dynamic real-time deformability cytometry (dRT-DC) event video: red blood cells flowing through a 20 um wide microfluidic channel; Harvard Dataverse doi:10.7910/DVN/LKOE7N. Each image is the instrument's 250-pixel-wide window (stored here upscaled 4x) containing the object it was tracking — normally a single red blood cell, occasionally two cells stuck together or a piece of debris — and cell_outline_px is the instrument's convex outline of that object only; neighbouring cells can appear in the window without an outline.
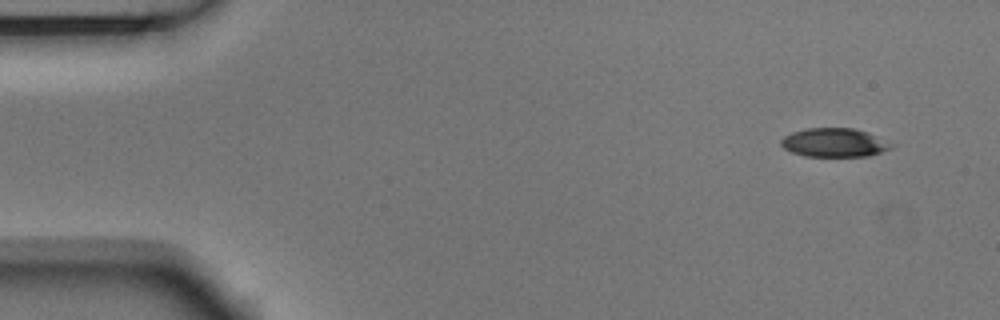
{"species": "Egyptian fruit bat (a non-hibernating species)", "species_latin": "Rousettus aegyptiacus", "temperature_condition": "room temperature", "stored_images_in_passage": 5, "camera_frame_rate_fps": 3000, "um_per_image_px": 0.085, "animal": {"sex": "male"}, "frame": {"image": 1, "passage_image": 1, "time_ms": 0.0, "image_size_px": [1000, 320], "cell_outline_px": [[896, 144], [892, 148], [868, 156], [804, 156], [792, 152], [784, 148], [780, 144], [780, 140], [784, 136], [792, 132], [804, 128], [852, 128], [868, 132]], "centroid_in_image_um": [70.93, 12.11], "position_along_channel_um": 14.1, "area_um2": 18.61}}
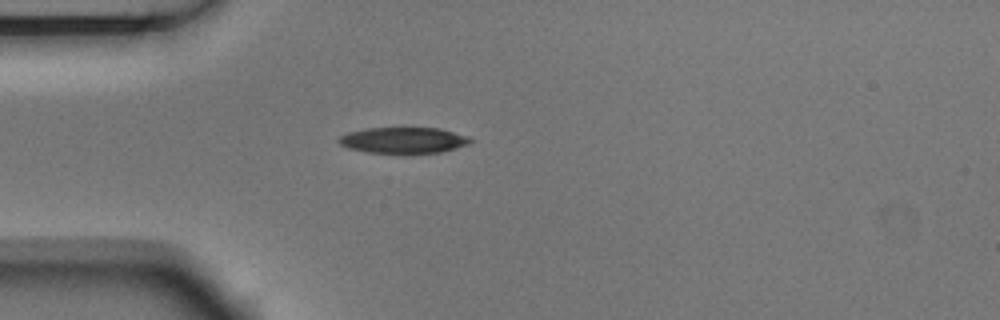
{"frame": {"image": 2, "passage_image": 4, "time_ms": 1.0, "image_size_px": [1000, 320], "cell_outline_px": [[472, 140], [468, 144], [456, 148], [440, 152], [404, 156], [368, 152], [348, 148], [340, 144], [336, 140], [340, 136], [348, 132], [368, 128], [440, 128], [468, 136]], "centroid_in_image_um": [34.28, 11.96], "position_along_channel_um": 50.7, "area_um2": 20.63}}